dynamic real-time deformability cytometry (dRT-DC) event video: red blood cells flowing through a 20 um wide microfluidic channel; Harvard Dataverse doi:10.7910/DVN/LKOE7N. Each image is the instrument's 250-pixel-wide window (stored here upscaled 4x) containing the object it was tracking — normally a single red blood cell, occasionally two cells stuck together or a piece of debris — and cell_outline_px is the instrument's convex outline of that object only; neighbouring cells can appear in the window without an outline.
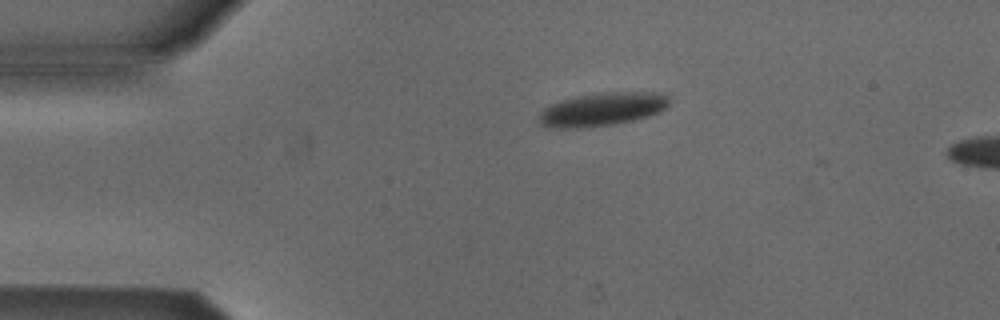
{"species": "Egyptian fruit bat (a non-hibernating species)", "species_latin": "Rousettus aegyptiacus", "temperature_condition": "cold", "stored_images_in_passage": 11, "camera_frame_rate_fps": 3000, "um_per_image_px": 0.085, "animal": {"sex": "male"}, "frame": {"image": 1, "passage_image": 6, "time_ms": 1.667, "image_size_px": [1000, 320], "cell_outline_px": [[668, 104], [660, 112], [648, 116], [632, 120], [612, 124], [576, 128], [556, 128], [540, 124], [540, 112], [548, 104], [560, 100], [576, 96], [600, 92], [668, 92]], "centroid_in_image_um": [51.2, 9.26], "position_along_channel_um": 33.8, "area_um2": 25.32}}